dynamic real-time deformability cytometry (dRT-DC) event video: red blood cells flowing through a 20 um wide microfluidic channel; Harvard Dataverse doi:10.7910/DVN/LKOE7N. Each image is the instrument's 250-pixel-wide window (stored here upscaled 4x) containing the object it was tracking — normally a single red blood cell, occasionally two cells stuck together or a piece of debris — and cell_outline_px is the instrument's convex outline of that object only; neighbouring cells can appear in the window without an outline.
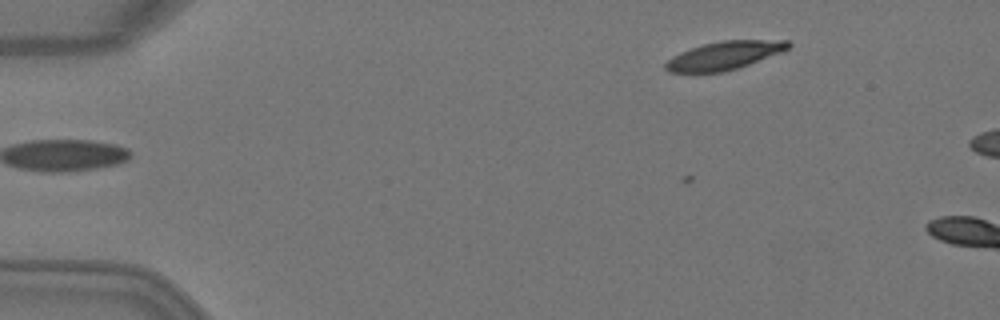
{"species": "Egyptian fruit bat (a non-hibernating species)", "species_latin": "Rousettus aegyptiacus", "temperature_condition": "warm", "stored_images_in_passage": 4, "camera_frame_rate_fps": 3000, "um_per_image_px": 0.085, "animal": {"sex": "female"}, "frame": {"image": 1, "passage_image": 3, "time_ms": 0.667, "image_size_px": [1000, 320], "cell_outline_px": [[792, 44], [788, 48], [780, 52], [748, 64], [724, 72], [668, 72], [664, 68], [664, 64], [668, 60], [680, 52], [704, 44], [724, 40], [788, 40]], "centroid_in_image_um": [61.55, 4.71], "position_along_channel_um": 23.5, "area_um2": 19.83}}